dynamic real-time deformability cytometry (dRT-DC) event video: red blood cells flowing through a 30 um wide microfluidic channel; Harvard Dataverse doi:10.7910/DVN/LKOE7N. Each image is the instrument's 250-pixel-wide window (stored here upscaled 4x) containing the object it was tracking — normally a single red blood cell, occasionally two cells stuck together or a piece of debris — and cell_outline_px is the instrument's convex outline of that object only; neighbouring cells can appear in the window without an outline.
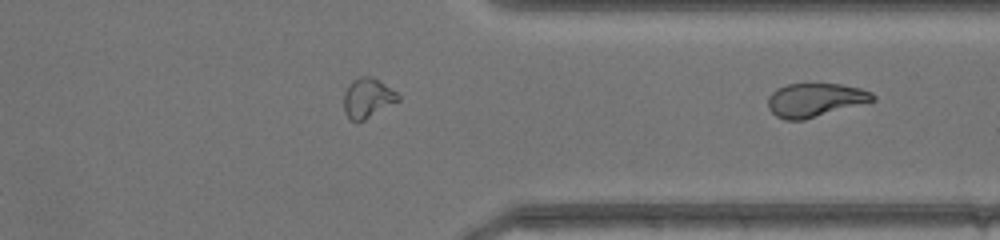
{"species": "common noctule bat (a hibernating species)", "species_latin": "Nyctalus noctula", "temperature_condition": "warm", "stored_images_in_passage": 31, "segment_of_instrument_passage": [2, 2], "camera_frame_rate_fps": 3000, "um_per_image_px": 0.085, "animal": {"sex": "female", "body_mass_g": 17.0, "forearm_length_mm": 48.0}, "frame": {"image": 1, "passage_image": 31, "time_ms": 10.0, "image_size_px": [1000, 240], "cell_outline_px": [[876, 100], [804, 120], [784, 120], [776, 116], [768, 108], [768, 96], [776, 88], [788, 84], [840, 84], [860, 88], [872, 92], [876, 96]], "centroid_in_image_um": [69.27, 8.5], "position_along_channel_um": 342.1, "area_um2": 20.58}}